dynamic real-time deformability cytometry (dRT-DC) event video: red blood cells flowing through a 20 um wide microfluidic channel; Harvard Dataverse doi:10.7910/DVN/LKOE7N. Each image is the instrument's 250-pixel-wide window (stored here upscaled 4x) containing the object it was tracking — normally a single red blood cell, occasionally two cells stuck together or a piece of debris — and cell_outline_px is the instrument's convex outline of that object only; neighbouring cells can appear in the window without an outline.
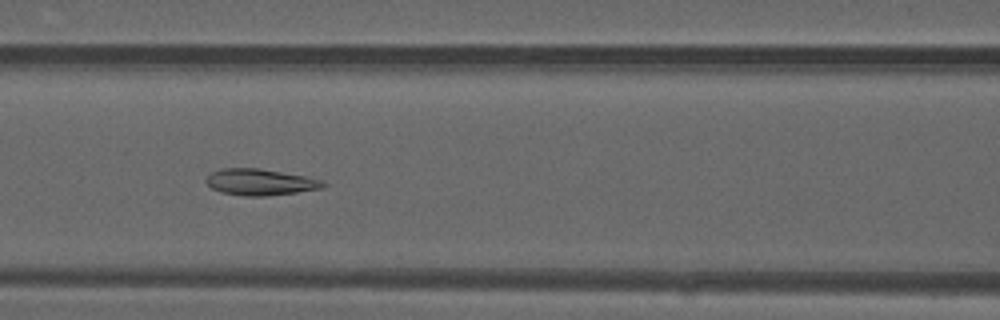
{"species": "common noctule bat (a hibernating species)", "species_latin": "Nyctalus noctula", "temperature_condition": "warm", "stored_images_in_passage": 48, "camera_frame_rate_fps": 3000, "um_per_image_px": 0.085, "animal": {"sex": "male", "forearm_length_mm": 52.5}, "frame": {"image": 1, "passage_image": 20, "time_ms": 6.333, "image_size_px": [1000, 320], "cell_outline_px": [[328, 184], [324, 188], [268, 196], [244, 196], [220, 192], [212, 188], [204, 180], [212, 172], [224, 168], [260, 168], [304, 176], [324, 180]], "centroid_in_image_um": [22.15, 15.48], "position_along_channel_um": 144.5, "area_um2": 18.03}}
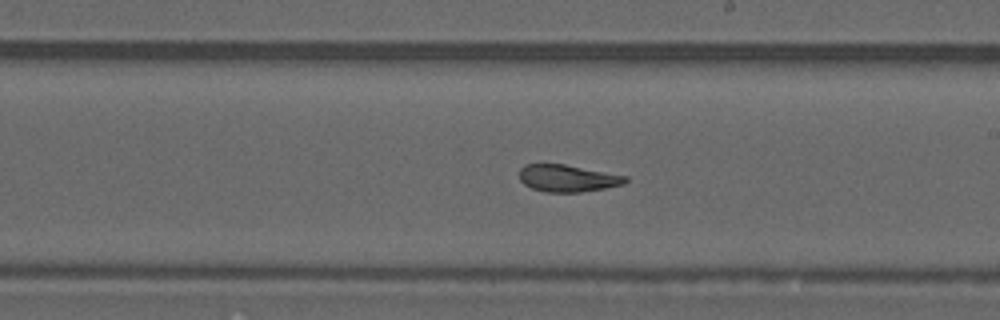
{"frame": {"image": 2, "passage_image": 27, "time_ms": 8.667, "image_size_px": [1000, 320], "cell_outline_px": [[628, 180], [624, 184], [604, 188], [580, 192], [544, 192], [532, 188], [524, 184], [520, 180], [520, 168], [524, 164], [564, 164], [628, 176]], "centroid_in_image_um": [48.24, 15.15], "position_along_channel_um": 240.8, "area_um2": 16.7}}
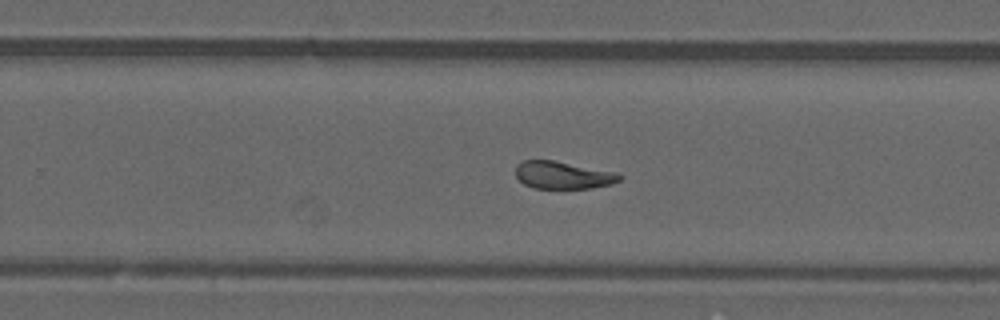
{"frame": {"image": 3, "passage_image": 30, "time_ms": 9.667, "image_size_px": [1000, 320], "cell_outline_px": [[624, 176], [620, 180], [612, 184], [592, 188], [532, 188], [524, 184], [516, 176], [516, 164], [524, 160], [552, 160], [620, 172]], "centroid_in_image_um": [47.9, 14.88], "position_along_channel_um": 281.9, "area_um2": 16.88}, "authors_computed_cell_mechanics": {"area_um2": 18.3226, "velocity_mm_per_s": 4.1406, "shape_relaxation_time_tau1_ms": null, "shape_relaxation_time_tau2_ms": 2.418, "deformation_change_tau1": null, "deformation_change_tau2": 0.074}}